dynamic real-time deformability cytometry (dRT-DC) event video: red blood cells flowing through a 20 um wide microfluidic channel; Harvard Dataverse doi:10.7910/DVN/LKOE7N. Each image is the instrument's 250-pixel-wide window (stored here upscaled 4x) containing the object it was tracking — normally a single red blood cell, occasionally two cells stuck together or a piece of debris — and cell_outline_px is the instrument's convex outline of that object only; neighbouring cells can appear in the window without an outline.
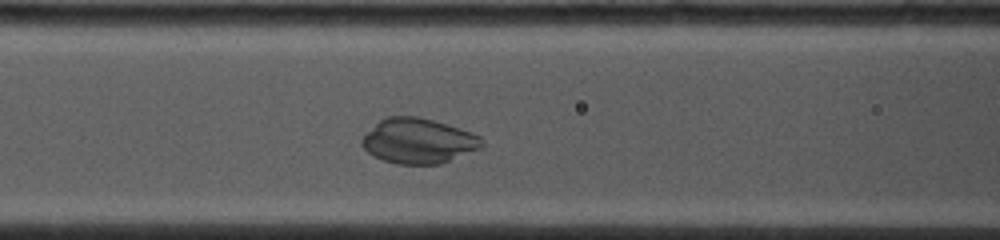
{"species": "common noctule bat (a hibernating species)", "species_latin": "Nyctalus noctula", "temperature_condition": "cold", "stored_images_in_passage": 25, "camera_frame_rate_fps": 4500, "um_per_image_px": 0.085, "animal": {"sex": "female", "body_mass_g": 19.0, "forearm_length_mm": 53.3}, "frame": {"image": 1, "passage_image": 9, "time_ms": 3.556, "image_size_px": [1000, 240], "cell_outline_px": [[484, 144], [480, 148], [440, 164], [396, 164], [372, 156], [360, 144], [360, 140], [380, 120], [388, 116], [416, 116], [432, 120], [480, 136], [484, 140]], "centroid_in_image_um": [35.53, 11.99], "position_along_channel_um": 131.1, "area_um2": 31.1}}
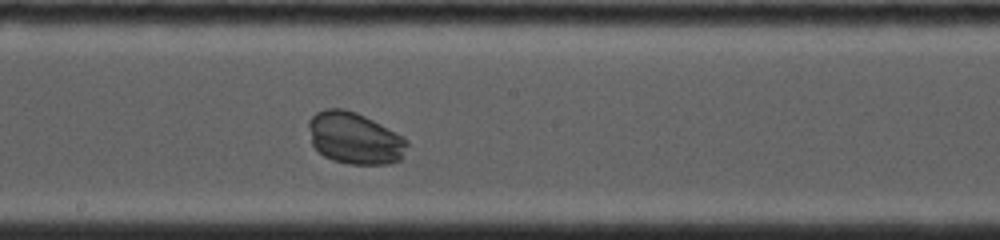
{"frame": {"image": 2, "passage_image": 14, "time_ms": 5.778, "image_size_px": [1000, 240], "cell_outline_px": [[408, 144], [400, 160], [388, 164], [348, 164], [332, 160], [324, 156], [312, 144], [308, 128], [308, 120], [316, 112], [324, 108], [344, 108], [356, 112], [404, 136], [408, 140]], "centroid_in_image_um": [30.13, 11.74], "position_along_channel_um": 218.1, "area_um2": 29.82}}
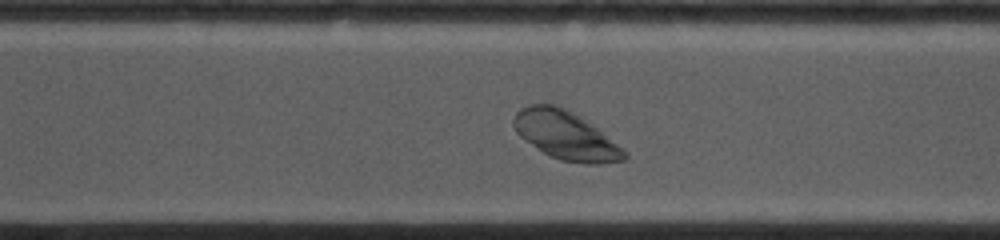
{"frame": {"image": 3, "passage_image": 20, "time_ms": 8.444, "image_size_px": [1000, 240], "cell_outline_px": [[628, 156], [624, 160], [600, 164], [584, 164], [560, 160], [544, 152], [524, 140], [516, 132], [512, 124], [512, 120], [516, 112], [520, 108], [532, 104], [556, 104], [568, 108], [580, 116], [624, 148]], "centroid_in_image_um": [48.08, 11.49], "position_along_channel_um": 322.5, "area_um2": 31.39}}